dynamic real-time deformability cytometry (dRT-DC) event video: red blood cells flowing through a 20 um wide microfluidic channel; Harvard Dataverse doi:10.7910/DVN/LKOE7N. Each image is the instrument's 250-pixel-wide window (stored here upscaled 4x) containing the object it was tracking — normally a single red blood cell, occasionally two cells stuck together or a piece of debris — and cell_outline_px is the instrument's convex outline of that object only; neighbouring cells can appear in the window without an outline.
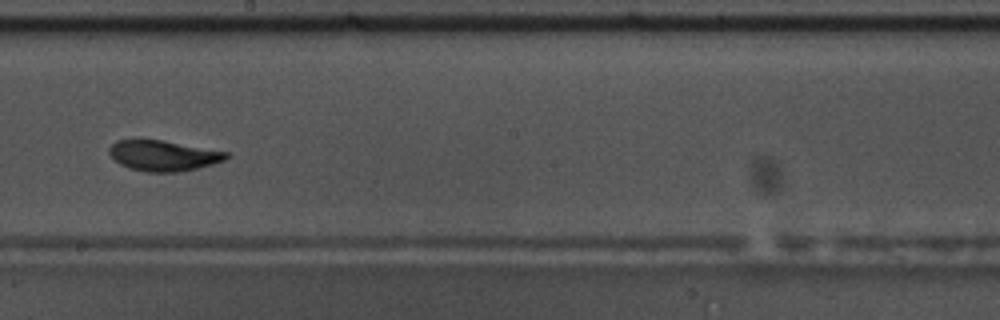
{"species": "common noctule bat (a hibernating species)", "species_latin": "Nyctalus noctula", "temperature_condition": "warm", "stored_images_in_passage": 43, "camera_frame_rate_fps": 3000, "um_per_image_px": 0.085, "animal": {"sex": "male", "body_mass_g": 17.5, "forearm_length_mm": 52.3}, "frame": {"image": 1, "passage_image": 19, "time_ms": 6.0, "image_size_px": [1000, 320], "cell_outline_px": [[232, 156], [224, 160], [212, 164], [196, 168], [176, 172], [148, 172], [128, 168], [120, 164], [108, 152], [108, 148], [116, 140], [160, 140], [228, 152]], "centroid_in_image_um": [13.88, 13.23], "position_along_channel_um": 234.3, "area_um2": 20.58}, "authors_computed_cell_mechanics": {"area_um2": 21.0392, "velocity_mm_per_s": 3.578, "shape_relaxation_time_tau1_ms": 5.0218, "shape_relaxation_time_tau2_ms": 1.7056, "deformation_change_tau1": 0.1643, "deformation_change_tau2": 0.0718}}